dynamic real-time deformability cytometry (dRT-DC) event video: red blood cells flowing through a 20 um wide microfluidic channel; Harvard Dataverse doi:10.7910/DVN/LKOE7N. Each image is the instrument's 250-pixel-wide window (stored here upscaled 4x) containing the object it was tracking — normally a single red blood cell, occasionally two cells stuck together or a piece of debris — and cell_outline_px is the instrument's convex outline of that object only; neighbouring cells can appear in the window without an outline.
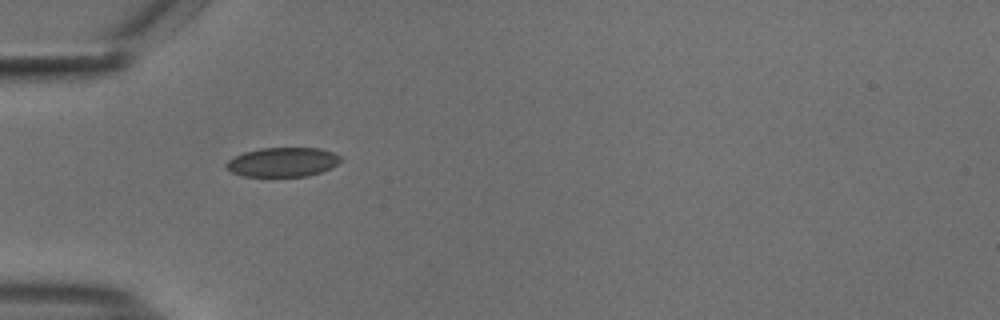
{"species": "common noctule bat (a hibernating species)", "species_latin": "Nyctalus noctula", "temperature_condition": "cold", "stored_images_in_passage": 5, "camera_frame_rate_fps": 3000, "um_per_image_px": 0.085, "animal": {"sex": "male", "body_mass_g": 18.8}, "frame": {"image": 1, "passage_image": 2, "time_ms": 0.333, "image_size_px": [1000, 320], "cell_outline_px": [[340, 160], [332, 168], [308, 176], [244, 176], [232, 172], [224, 164], [228, 160], [244, 152], [260, 148], [316, 148], [332, 152], [340, 156]], "centroid_in_image_um": [24.02, 13.78], "position_along_channel_um": 61.0, "area_um2": 19.31}}
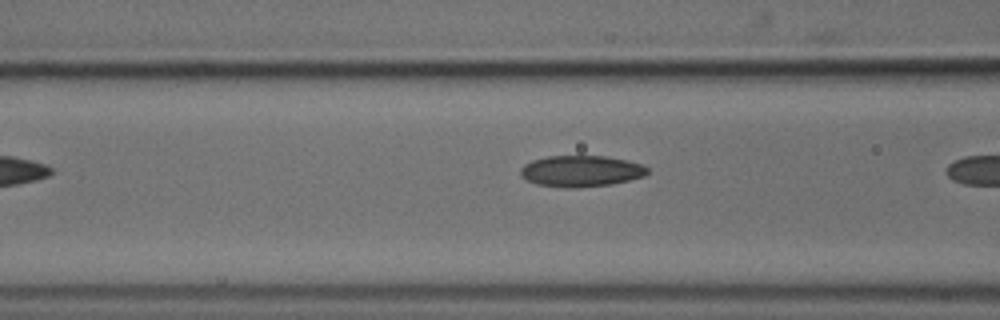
{"frame": {"image": 2, "passage_image": 4, "time_ms": 1.0, "image_size_px": [1000, 320], "cell_outline_px": [[648, 172], [644, 176], [612, 184], [580, 188], [564, 188], [536, 184], [520, 176], [520, 168], [524, 164], [532, 160], [548, 156], [604, 156], [628, 160], [644, 164], [648, 168]], "centroid_in_image_um": [49.39, 14.55], "position_along_channel_um": 117.2, "area_um2": 23.35}}